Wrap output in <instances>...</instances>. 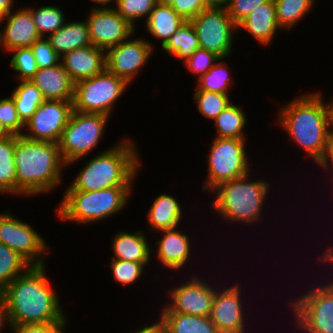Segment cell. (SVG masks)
Listing matches in <instances>:
<instances>
[{
	"label": "cell",
	"instance_id": "83f0119b",
	"mask_svg": "<svg viewBox=\"0 0 333 333\" xmlns=\"http://www.w3.org/2000/svg\"><path fill=\"white\" fill-rule=\"evenodd\" d=\"M246 112L232 101L213 121L217 130L215 137L247 140L244 128L247 124Z\"/></svg>",
	"mask_w": 333,
	"mask_h": 333
},
{
	"label": "cell",
	"instance_id": "6da1fadb",
	"mask_svg": "<svg viewBox=\"0 0 333 333\" xmlns=\"http://www.w3.org/2000/svg\"><path fill=\"white\" fill-rule=\"evenodd\" d=\"M45 266H30L1 291L10 324L68 323Z\"/></svg>",
	"mask_w": 333,
	"mask_h": 333
},
{
	"label": "cell",
	"instance_id": "f907efd6",
	"mask_svg": "<svg viewBox=\"0 0 333 333\" xmlns=\"http://www.w3.org/2000/svg\"><path fill=\"white\" fill-rule=\"evenodd\" d=\"M14 5V0H0V20L13 10Z\"/></svg>",
	"mask_w": 333,
	"mask_h": 333
},
{
	"label": "cell",
	"instance_id": "e0dca14e",
	"mask_svg": "<svg viewBox=\"0 0 333 333\" xmlns=\"http://www.w3.org/2000/svg\"><path fill=\"white\" fill-rule=\"evenodd\" d=\"M205 281L193 275L186 282L176 287L172 286L167 294L170 303H166L165 306L172 312L210 316L217 288Z\"/></svg>",
	"mask_w": 333,
	"mask_h": 333
},
{
	"label": "cell",
	"instance_id": "d6986e66",
	"mask_svg": "<svg viewBox=\"0 0 333 333\" xmlns=\"http://www.w3.org/2000/svg\"><path fill=\"white\" fill-rule=\"evenodd\" d=\"M157 233L163 236L155 243V246L158 245L155 251L161 265L163 264L164 267L173 272L186 267V264L192 259L191 238L179 227L161 230Z\"/></svg>",
	"mask_w": 333,
	"mask_h": 333
},
{
	"label": "cell",
	"instance_id": "ba28073f",
	"mask_svg": "<svg viewBox=\"0 0 333 333\" xmlns=\"http://www.w3.org/2000/svg\"><path fill=\"white\" fill-rule=\"evenodd\" d=\"M325 280L328 282L312 284L306 293L289 300L300 333H333V282Z\"/></svg>",
	"mask_w": 333,
	"mask_h": 333
},
{
	"label": "cell",
	"instance_id": "277c9868",
	"mask_svg": "<svg viewBox=\"0 0 333 333\" xmlns=\"http://www.w3.org/2000/svg\"><path fill=\"white\" fill-rule=\"evenodd\" d=\"M138 148L131 138H124L116 145L89 158L73 178L66 190L99 191L116 186H133L141 167Z\"/></svg>",
	"mask_w": 333,
	"mask_h": 333
},
{
	"label": "cell",
	"instance_id": "1f68e13d",
	"mask_svg": "<svg viewBox=\"0 0 333 333\" xmlns=\"http://www.w3.org/2000/svg\"><path fill=\"white\" fill-rule=\"evenodd\" d=\"M316 0H274L276 18L279 27L286 31L296 27L297 23L311 12Z\"/></svg>",
	"mask_w": 333,
	"mask_h": 333
},
{
	"label": "cell",
	"instance_id": "8992f818",
	"mask_svg": "<svg viewBox=\"0 0 333 333\" xmlns=\"http://www.w3.org/2000/svg\"><path fill=\"white\" fill-rule=\"evenodd\" d=\"M132 191V186H116L99 191L65 190L56 215L69 223H97L123 211Z\"/></svg>",
	"mask_w": 333,
	"mask_h": 333
},
{
	"label": "cell",
	"instance_id": "7a4b0ae2",
	"mask_svg": "<svg viewBox=\"0 0 333 333\" xmlns=\"http://www.w3.org/2000/svg\"><path fill=\"white\" fill-rule=\"evenodd\" d=\"M16 196L50 193L63 181L64 163L58 143L15 135Z\"/></svg>",
	"mask_w": 333,
	"mask_h": 333
},
{
	"label": "cell",
	"instance_id": "b9f144b4",
	"mask_svg": "<svg viewBox=\"0 0 333 333\" xmlns=\"http://www.w3.org/2000/svg\"><path fill=\"white\" fill-rule=\"evenodd\" d=\"M39 69L55 66L61 62V57L52 48L50 41L41 37L31 46Z\"/></svg>",
	"mask_w": 333,
	"mask_h": 333
},
{
	"label": "cell",
	"instance_id": "f1b7e54d",
	"mask_svg": "<svg viewBox=\"0 0 333 333\" xmlns=\"http://www.w3.org/2000/svg\"><path fill=\"white\" fill-rule=\"evenodd\" d=\"M182 63L200 48L197 33L190 20H186L179 29L161 47Z\"/></svg>",
	"mask_w": 333,
	"mask_h": 333
},
{
	"label": "cell",
	"instance_id": "f546056e",
	"mask_svg": "<svg viewBox=\"0 0 333 333\" xmlns=\"http://www.w3.org/2000/svg\"><path fill=\"white\" fill-rule=\"evenodd\" d=\"M11 96L18 116L23 124L32 117L36 109L45 101L40 90L30 81H20Z\"/></svg>",
	"mask_w": 333,
	"mask_h": 333
},
{
	"label": "cell",
	"instance_id": "7dc6e473",
	"mask_svg": "<svg viewBox=\"0 0 333 333\" xmlns=\"http://www.w3.org/2000/svg\"><path fill=\"white\" fill-rule=\"evenodd\" d=\"M131 333H167L166 326L161 318H159L154 324H146L144 327L137 329Z\"/></svg>",
	"mask_w": 333,
	"mask_h": 333
},
{
	"label": "cell",
	"instance_id": "11a10c76",
	"mask_svg": "<svg viewBox=\"0 0 333 333\" xmlns=\"http://www.w3.org/2000/svg\"><path fill=\"white\" fill-rule=\"evenodd\" d=\"M10 135L11 134L6 130V128L3 126L2 122L0 121V140L5 139Z\"/></svg>",
	"mask_w": 333,
	"mask_h": 333
},
{
	"label": "cell",
	"instance_id": "4fadbf2b",
	"mask_svg": "<svg viewBox=\"0 0 333 333\" xmlns=\"http://www.w3.org/2000/svg\"><path fill=\"white\" fill-rule=\"evenodd\" d=\"M73 111L72 101L45 100L24 124L28 139L58 143Z\"/></svg>",
	"mask_w": 333,
	"mask_h": 333
},
{
	"label": "cell",
	"instance_id": "4dcf8cb0",
	"mask_svg": "<svg viewBox=\"0 0 333 333\" xmlns=\"http://www.w3.org/2000/svg\"><path fill=\"white\" fill-rule=\"evenodd\" d=\"M14 149V134L0 140V194H11L16 197Z\"/></svg>",
	"mask_w": 333,
	"mask_h": 333
},
{
	"label": "cell",
	"instance_id": "7c38bea8",
	"mask_svg": "<svg viewBox=\"0 0 333 333\" xmlns=\"http://www.w3.org/2000/svg\"><path fill=\"white\" fill-rule=\"evenodd\" d=\"M0 242L7 245L31 266L46 265L45 257L50 253V247L37 230L30 223L4 211L0 213Z\"/></svg>",
	"mask_w": 333,
	"mask_h": 333
},
{
	"label": "cell",
	"instance_id": "74e56055",
	"mask_svg": "<svg viewBox=\"0 0 333 333\" xmlns=\"http://www.w3.org/2000/svg\"><path fill=\"white\" fill-rule=\"evenodd\" d=\"M7 53L12 55L9 63L11 68L17 72L15 75L17 80L30 81L39 69L31 47H18Z\"/></svg>",
	"mask_w": 333,
	"mask_h": 333
},
{
	"label": "cell",
	"instance_id": "836d02e7",
	"mask_svg": "<svg viewBox=\"0 0 333 333\" xmlns=\"http://www.w3.org/2000/svg\"><path fill=\"white\" fill-rule=\"evenodd\" d=\"M225 59L221 58L206 74L196 80V89L229 94L234 81Z\"/></svg>",
	"mask_w": 333,
	"mask_h": 333
},
{
	"label": "cell",
	"instance_id": "db71d44e",
	"mask_svg": "<svg viewBox=\"0 0 333 333\" xmlns=\"http://www.w3.org/2000/svg\"><path fill=\"white\" fill-rule=\"evenodd\" d=\"M91 2L95 3V7H97V5H101V7L103 6H112L115 4L116 0H90ZM112 3V5H110Z\"/></svg>",
	"mask_w": 333,
	"mask_h": 333
},
{
	"label": "cell",
	"instance_id": "f5cc1de1",
	"mask_svg": "<svg viewBox=\"0 0 333 333\" xmlns=\"http://www.w3.org/2000/svg\"><path fill=\"white\" fill-rule=\"evenodd\" d=\"M332 100L331 102L328 103V101L326 103L327 106V110H328V120H329V130H330V134H333V98L330 99Z\"/></svg>",
	"mask_w": 333,
	"mask_h": 333
},
{
	"label": "cell",
	"instance_id": "484cf974",
	"mask_svg": "<svg viewBox=\"0 0 333 333\" xmlns=\"http://www.w3.org/2000/svg\"><path fill=\"white\" fill-rule=\"evenodd\" d=\"M185 21L167 2L159 0L144 26L152 37L161 41L162 47Z\"/></svg>",
	"mask_w": 333,
	"mask_h": 333
},
{
	"label": "cell",
	"instance_id": "7402d4cb",
	"mask_svg": "<svg viewBox=\"0 0 333 333\" xmlns=\"http://www.w3.org/2000/svg\"><path fill=\"white\" fill-rule=\"evenodd\" d=\"M237 30H246L263 46L271 44L278 30L282 31L277 22L274 0L258 5L237 25Z\"/></svg>",
	"mask_w": 333,
	"mask_h": 333
},
{
	"label": "cell",
	"instance_id": "60d3db41",
	"mask_svg": "<svg viewBox=\"0 0 333 333\" xmlns=\"http://www.w3.org/2000/svg\"><path fill=\"white\" fill-rule=\"evenodd\" d=\"M0 121L10 134L22 135L24 124L20 120L12 96L0 99Z\"/></svg>",
	"mask_w": 333,
	"mask_h": 333
},
{
	"label": "cell",
	"instance_id": "3957f363",
	"mask_svg": "<svg viewBox=\"0 0 333 333\" xmlns=\"http://www.w3.org/2000/svg\"><path fill=\"white\" fill-rule=\"evenodd\" d=\"M320 91L301 94L280 106L277 122L317 164L330 137L328 110Z\"/></svg>",
	"mask_w": 333,
	"mask_h": 333
},
{
	"label": "cell",
	"instance_id": "ac0fdd59",
	"mask_svg": "<svg viewBox=\"0 0 333 333\" xmlns=\"http://www.w3.org/2000/svg\"><path fill=\"white\" fill-rule=\"evenodd\" d=\"M40 38L28 7L11 11L0 20V48L6 52L18 47H31Z\"/></svg>",
	"mask_w": 333,
	"mask_h": 333
},
{
	"label": "cell",
	"instance_id": "5b68a950",
	"mask_svg": "<svg viewBox=\"0 0 333 333\" xmlns=\"http://www.w3.org/2000/svg\"><path fill=\"white\" fill-rule=\"evenodd\" d=\"M266 181L261 178L252 180L250 172L225 181L211 191L214 200L211 201L210 209L219 213L227 223L257 224L262 221V210L272 186Z\"/></svg>",
	"mask_w": 333,
	"mask_h": 333
},
{
	"label": "cell",
	"instance_id": "9a60e30c",
	"mask_svg": "<svg viewBox=\"0 0 333 333\" xmlns=\"http://www.w3.org/2000/svg\"><path fill=\"white\" fill-rule=\"evenodd\" d=\"M85 20L92 45L105 51L136 35L135 28L111 6H94Z\"/></svg>",
	"mask_w": 333,
	"mask_h": 333
},
{
	"label": "cell",
	"instance_id": "d6a6232c",
	"mask_svg": "<svg viewBox=\"0 0 333 333\" xmlns=\"http://www.w3.org/2000/svg\"><path fill=\"white\" fill-rule=\"evenodd\" d=\"M31 11L36 29L41 37L47 38L50 34L63 27L67 19L61 7L52 5H40L38 8L28 7Z\"/></svg>",
	"mask_w": 333,
	"mask_h": 333
},
{
	"label": "cell",
	"instance_id": "bcb514c9",
	"mask_svg": "<svg viewBox=\"0 0 333 333\" xmlns=\"http://www.w3.org/2000/svg\"><path fill=\"white\" fill-rule=\"evenodd\" d=\"M316 165L321 167L322 170L325 169V173L328 169L332 168V169H330L331 170L330 174H331V177H332V178L330 177V179H332L330 181L332 182L331 185L333 187V134H331L329 139H328L326 150H325V153L323 155V158ZM332 191H333V188H332Z\"/></svg>",
	"mask_w": 333,
	"mask_h": 333
},
{
	"label": "cell",
	"instance_id": "2e32d148",
	"mask_svg": "<svg viewBox=\"0 0 333 333\" xmlns=\"http://www.w3.org/2000/svg\"><path fill=\"white\" fill-rule=\"evenodd\" d=\"M241 292L237 282L229 287L219 283L209 316L219 333H248Z\"/></svg>",
	"mask_w": 333,
	"mask_h": 333
},
{
	"label": "cell",
	"instance_id": "d590c367",
	"mask_svg": "<svg viewBox=\"0 0 333 333\" xmlns=\"http://www.w3.org/2000/svg\"><path fill=\"white\" fill-rule=\"evenodd\" d=\"M197 110L202 116L214 120L231 102L229 94L196 89L193 94Z\"/></svg>",
	"mask_w": 333,
	"mask_h": 333
},
{
	"label": "cell",
	"instance_id": "4316f807",
	"mask_svg": "<svg viewBox=\"0 0 333 333\" xmlns=\"http://www.w3.org/2000/svg\"><path fill=\"white\" fill-rule=\"evenodd\" d=\"M160 318L167 333H219L209 316H196L170 311L163 306Z\"/></svg>",
	"mask_w": 333,
	"mask_h": 333
},
{
	"label": "cell",
	"instance_id": "816d5d0a",
	"mask_svg": "<svg viewBox=\"0 0 333 333\" xmlns=\"http://www.w3.org/2000/svg\"><path fill=\"white\" fill-rule=\"evenodd\" d=\"M231 0H204L208 8H227Z\"/></svg>",
	"mask_w": 333,
	"mask_h": 333
},
{
	"label": "cell",
	"instance_id": "44dd1931",
	"mask_svg": "<svg viewBox=\"0 0 333 333\" xmlns=\"http://www.w3.org/2000/svg\"><path fill=\"white\" fill-rule=\"evenodd\" d=\"M42 93L45 100L73 101L74 82L63 64L41 68L30 79Z\"/></svg>",
	"mask_w": 333,
	"mask_h": 333
},
{
	"label": "cell",
	"instance_id": "ee69618b",
	"mask_svg": "<svg viewBox=\"0 0 333 333\" xmlns=\"http://www.w3.org/2000/svg\"><path fill=\"white\" fill-rule=\"evenodd\" d=\"M269 1L270 0H231L226 9L233 22L238 25L258 5Z\"/></svg>",
	"mask_w": 333,
	"mask_h": 333
},
{
	"label": "cell",
	"instance_id": "5bb4252c",
	"mask_svg": "<svg viewBox=\"0 0 333 333\" xmlns=\"http://www.w3.org/2000/svg\"><path fill=\"white\" fill-rule=\"evenodd\" d=\"M132 37L133 35L106 51V69L124 79L130 86L155 51L150 41Z\"/></svg>",
	"mask_w": 333,
	"mask_h": 333
},
{
	"label": "cell",
	"instance_id": "ab89813d",
	"mask_svg": "<svg viewBox=\"0 0 333 333\" xmlns=\"http://www.w3.org/2000/svg\"><path fill=\"white\" fill-rule=\"evenodd\" d=\"M221 58L207 51L206 49L198 48L191 57H189L182 64L187 70L197 75V80L206 74Z\"/></svg>",
	"mask_w": 333,
	"mask_h": 333
},
{
	"label": "cell",
	"instance_id": "30bf717a",
	"mask_svg": "<svg viewBox=\"0 0 333 333\" xmlns=\"http://www.w3.org/2000/svg\"><path fill=\"white\" fill-rule=\"evenodd\" d=\"M130 86L107 69L74 84L73 110L110 116L114 105Z\"/></svg>",
	"mask_w": 333,
	"mask_h": 333
},
{
	"label": "cell",
	"instance_id": "681fc988",
	"mask_svg": "<svg viewBox=\"0 0 333 333\" xmlns=\"http://www.w3.org/2000/svg\"><path fill=\"white\" fill-rule=\"evenodd\" d=\"M5 324L8 325V327L10 326L5 299L0 291V333H2Z\"/></svg>",
	"mask_w": 333,
	"mask_h": 333
},
{
	"label": "cell",
	"instance_id": "7bdbcfd3",
	"mask_svg": "<svg viewBox=\"0 0 333 333\" xmlns=\"http://www.w3.org/2000/svg\"><path fill=\"white\" fill-rule=\"evenodd\" d=\"M167 2L171 8L185 20H191L207 9L204 0H160Z\"/></svg>",
	"mask_w": 333,
	"mask_h": 333
},
{
	"label": "cell",
	"instance_id": "f6af8a7d",
	"mask_svg": "<svg viewBox=\"0 0 333 333\" xmlns=\"http://www.w3.org/2000/svg\"><path fill=\"white\" fill-rule=\"evenodd\" d=\"M68 323L10 324V333H64Z\"/></svg>",
	"mask_w": 333,
	"mask_h": 333
},
{
	"label": "cell",
	"instance_id": "c3c4849f",
	"mask_svg": "<svg viewBox=\"0 0 333 333\" xmlns=\"http://www.w3.org/2000/svg\"><path fill=\"white\" fill-rule=\"evenodd\" d=\"M318 259H320V260H318ZM317 260H318V262L323 263L324 264L323 266H326L327 263L328 264L330 263L329 267H330V269H332V267H333V244L330 247L328 244V247L326 246V250L323 252V254H322V252L320 253V255L317 257ZM332 273H333V269H332ZM332 273L330 276L333 277ZM331 281L333 282V279H331Z\"/></svg>",
	"mask_w": 333,
	"mask_h": 333
},
{
	"label": "cell",
	"instance_id": "cb8c5ba5",
	"mask_svg": "<svg viewBox=\"0 0 333 333\" xmlns=\"http://www.w3.org/2000/svg\"><path fill=\"white\" fill-rule=\"evenodd\" d=\"M174 196L162 193L155 198L147 213L149 228L158 232L179 227L183 217V206Z\"/></svg>",
	"mask_w": 333,
	"mask_h": 333
},
{
	"label": "cell",
	"instance_id": "52a82bcc",
	"mask_svg": "<svg viewBox=\"0 0 333 333\" xmlns=\"http://www.w3.org/2000/svg\"><path fill=\"white\" fill-rule=\"evenodd\" d=\"M110 116L98 113H86L73 110L58 142L64 163L73 165L87 157L96 147Z\"/></svg>",
	"mask_w": 333,
	"mask_h": 333
},
{
	"label": "cell",
	"instance_id": "e575fe53",
	"mask_svg": "<svg viewBox=\"0 0 333 333\" xmlns=\"http://www.w3.org/2000/svg\"><path fill=\"white\" fill-rule=\"evenodd\" d=\"M30 266L22 256L0 242V291Z\"/></svg>",
	"mask_w": 333,
	"mask_h": 333
},
{
	"label": "cell",
	"instance_id": "9c48e42d",
	"mask_svg": "<svg viewBox=\"0 0 333 333\" xmlns=\"http://www.w3.org/2000/svg\"><path fill=\"white\" fill-rule=\"evenodd\" d=\"M246 141L235 138L215 137L207 158L208 175L203 182V191H212L219 184L251 172Z\"/></svg>",
	"mask_w": 333,
	"mask_h": 333
},
{
	"label": "cell",
	"instance_id": "f35d334b",
	"mask_svg": "<svg viewBox=\"0 0 333 333\" xmlns=\"http://www.w3.org/2000/svg\"><path fill=\"white\" fill-rule=\"evenodd\" d=\"M109 267L113 274V280L124 286L135 284L139 278H142L146 269L143 263L118 259H111Z\"/></svg>",
	"mask_w": 333,
	"mask_h": 333
},
{
	"label": "cell",
	"instance_id": "603a6c76",
	"mask_svg": "<svg viewBox=\"0 0 333 333\" xmlns=\"http://www.w3.org/2000/svg\"><path fill=\"white\" fill-rule=\"evenodd\" d=\"M112 241L110 246L113 251L112 259L138 262L147 266L153 257V246H150L146 234L142 230L134 233L118 231Z\"/></svg>",
	"mask_w": 333,
	"mask_h": 333
},
{
	"label": "cell",
	"instance_id": "d4e9b609",
	"mask_svg": "<svg viewBox=\"0 0 333 333\" xmlns=\"http://www.w3.org/2000/svg\"><path fill=\"white\" fill-rule=\"evenodd\" d=\"M47 39L60 57L74 49L92 44L89 27L85 19L71 22L68 20L63 27L50 34Z\"/></svg>",
	"mask_w": 333,
	"mask_h": 333
},
{
	"label": "cell",
	"instance_id": "8d00e7d4",
	"mask_svg": "<svg viewBox=\"0 0 333 333\" xmlns=\"http://www.w3.org/2000/svg\"><path fill=\"white\" fill-rule=\"evenodd\" d=\"M158 2L159 0H116L113 8L135 28V22L144 18L146 21Z\"/></svg>",
	"mask_w": 333,
	"mask_h": 333
},
{
	"label": "cell",
	"instance_id": "ffe728a7",
	"mask_svg": "<svg viewBox=\"0 0 333 333\" xmlns=\"http://www.w3.org/2000/svg\"><path fill=\"white\" fill-rule=\"evenodd\" d=\"M61 63L71 80L76 83L106 69V51L91 44L66 53L61 57Z\"/></svg>",
	"mask_w": 333,
	"mask_h": 333
},
{
	"label": "cell",
	"instance_id": "8fae6325",
	"mask_svg": "<svg viewBox=\"0 0 333 333\" xmlns=\"http://www.w3.org/2000/svg\"><path fill=\"white\" fill-rule=\"evenodd\" d=\"M196 30L199 46L220 58L230 57L237 25L226 8H207L190 20Z\"/></svg>",
	"mask_w": 333,
	"mask_h": 333
}]
</instances>
